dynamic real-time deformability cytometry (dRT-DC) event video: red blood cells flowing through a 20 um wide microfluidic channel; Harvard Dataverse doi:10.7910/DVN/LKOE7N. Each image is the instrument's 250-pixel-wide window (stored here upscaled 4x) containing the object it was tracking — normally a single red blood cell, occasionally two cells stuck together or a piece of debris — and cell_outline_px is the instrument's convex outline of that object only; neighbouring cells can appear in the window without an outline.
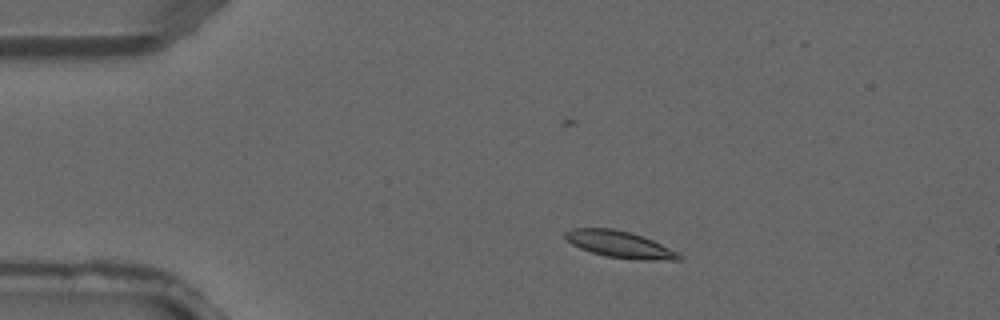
{"species": "common noctule bat (a hibernating species)", "species_latin": "Nyctalus noctula", "temperature_condition": "warm", "stored_images_in_passage": 3, "camera_frame_rate_fps": 3000, "um_per_image_px": 0.085, "animal": {"sex": "male", "forearm_length_mm": 52.5}, "frame": {"image": 1, "passage_image": 2, "time_ms": 0.333, "image_size_px": [1000, 320], "cell_outline_px": [[684, 256], [680, 260], [632, 260], [608, 256], [592, 252], [580, 248], [572, 244], [564, 236], [564, 232], [572, 228], [612, 228], [628, 232], [652, 240]], "centroid_in_image_um": [52.66, 20.78], "position_along_channel_um": 32.3, "area_um2": 17.46}}